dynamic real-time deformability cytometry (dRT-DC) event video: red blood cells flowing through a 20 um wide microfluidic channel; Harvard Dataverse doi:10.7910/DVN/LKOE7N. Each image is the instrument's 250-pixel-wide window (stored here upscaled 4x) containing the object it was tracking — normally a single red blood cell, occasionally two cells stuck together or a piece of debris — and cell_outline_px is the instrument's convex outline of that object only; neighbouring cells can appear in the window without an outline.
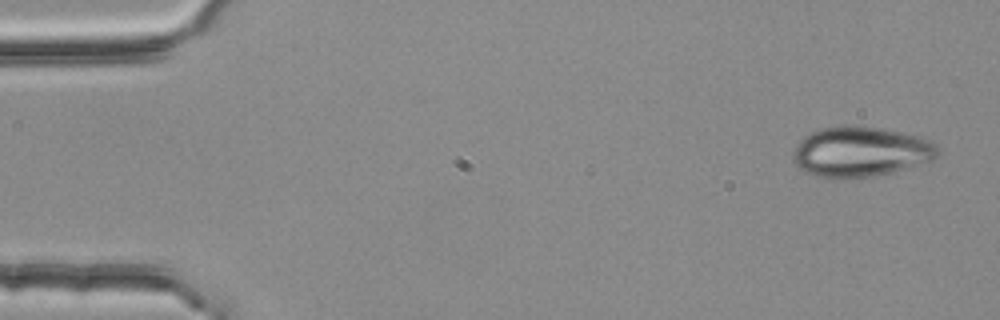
{"species": "common noctule bat (a hibernating species)", "species_latin": "Nyctalus noctula", "temperature_condition": "room temperature", "stored_images_in_passage": 4, "camera_frame_rate_fps": 3000, "um_per_image_px": 0.085, "animal": {"sex": "female", "body_mass_g": 25.1}, "frame": {"image": 1, "passage_image": 1, "time_ms": 0.0, "image_size_px": [1000, 320], "cell_outline_px": [[940, 152], [932, 160], [892, 172], [876, 176], [820, 176], [800, 168], [792, 160], [792, 156], [796, 144], [804, 136], [820, 128], [844, 124], [856, 124], [900, 132], [920, 136], [936, 144]], "centroid_in_image_um": [73.16, 12.85], "position_along_channel_um": 11.8, "area_um2": 41.85}}